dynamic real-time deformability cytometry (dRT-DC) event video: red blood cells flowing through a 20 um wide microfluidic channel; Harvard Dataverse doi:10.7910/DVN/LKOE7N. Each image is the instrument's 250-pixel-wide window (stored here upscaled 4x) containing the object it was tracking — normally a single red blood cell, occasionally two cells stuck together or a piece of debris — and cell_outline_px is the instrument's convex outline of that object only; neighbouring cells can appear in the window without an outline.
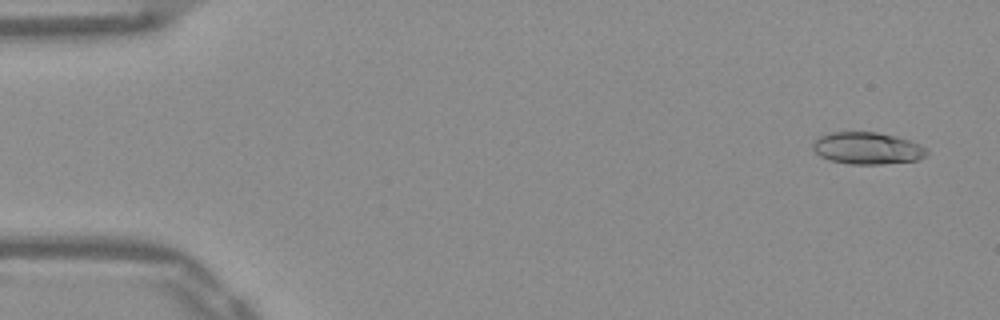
{"species": "Egyptian fruit bat (a non-hibernating species)", "species_latin": "Rousettus aegyptiacus", "temperature_condition": "warm", "stored_images_in_passage": 52, "camera_frame_rate_fps": 3000, "um_per_image_px": 0.085, "frame": {"image": 1, "passage_image": 3, "time_ms": 0.667, "image_size_px": [1000, 320], "cell_outline_px": [[928, 152], [924, 156], [916, 160], [880, 164], [848, 164], [832, 160], [820, 156], [812, 148], [812, 144], [820, 136], [832, 132], [876, 132], [896, 136], [908, 140], [928, 148]], "centroid_in_image_um": [73.72, 12.59], "position_along_channel_um": 11.3, "area_um2": 21.04}}
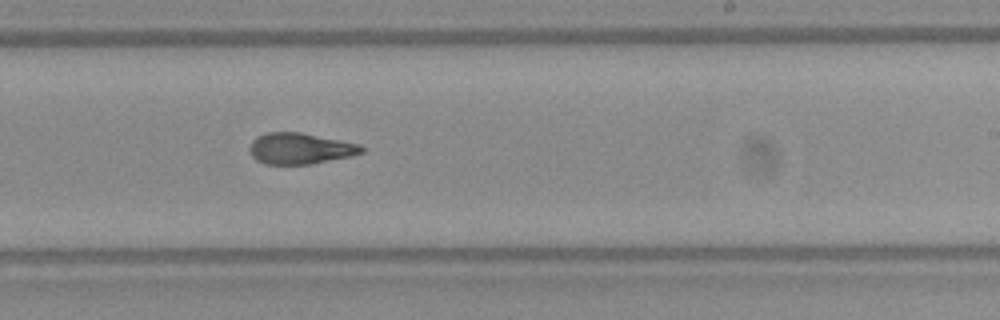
{"frame": {"image": 2, "passage_image": 32, "time_ms": 10.333, "image_size_px": [1000, 320], "cell_outline_px": [[364, 152], [352, 156], [312, 164], [264, 164], [256, 160], [252, 156], [248, 148], [252, 140], [256, 136], [268, 132], [300, 132], [360, 144], [364, 148]], "centroid_in_image_um": [25.5, 12.62], "position_along_channel_um": 263.5, "area_um2": 20.46}}
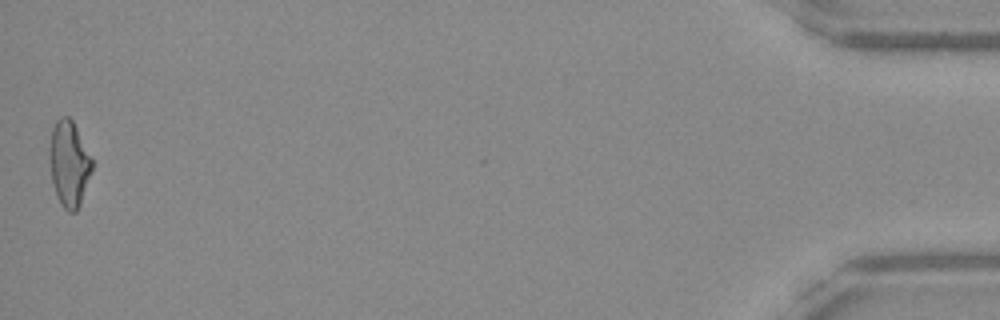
{"frame": {"image": 3, "passage_image": 52, "time_ms": 17.0, "image_size_px": [1000, 320], "cell_outline_px": [[92, 172], [80, 204], [76, 212], [68, 212], [60, 204], [56, 196], [52, 180], [48, 156], [48, 148], [52, 128], [56, 120], [60, 116], [68, 116], [72, 120], [92, 160]], "centroid_in_image_um": [5.84, 13.92], "position_along_channel_um": 429.4, "area_um2": 21.33}, "authors_computed_cell_mechanics": {"area_um2": 20.8658, "velocity_mm_per_s": 3.9102, "shape_relaxation_time_tau1_ms": null, "shape_relaxation_time_tau2_ms": 2.3606, "deformation_change_tau1": null, "deformation_change_tau2": 0.1031}}